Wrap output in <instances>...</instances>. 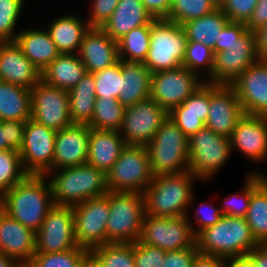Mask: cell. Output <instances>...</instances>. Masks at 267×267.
Wrapping results in <instances>:
<instances>
[{
	"mask_svg": "<svg viewBox=\"0 0 267 267\" xmlns=\"http://www.w3.org/2000/svg\"><path fill=\"white\" fill-rule=\"evenodd\" d=\"M54 205L45 175H28L2 195V210L35 233Z\"/></svg>",
	"mask_w": 267,
	"mask_h": 267,
	"instance_id": "obj_1",
	"label": "cell"
},
{
	"mask_svg": "<svg viewBox=\"0 0 267 267\" xmlns=\"http://www.w3.org/2000/svg\"><path fill=\"white\" fill-rule=\"evenodd\" d=\"M198 179L189 170L154 176L143 192L145 214L157 217L188 215L194 202V181Z\"/></svg>",
	"mask_w": 267,
	"mask_h": 267,
	"instance_id": "obj_2",
	"label": "cell"
},
{
	"mask_svg": "<svg viewBox=\"0 0 267 267\" xmlns=\"http://www.w3.org/2000/svg\"><path fill=\"white\" fill-rule=\"evenodd\" d=\"M49 175H51L49 177ZM53 202L57 206H74L91 198L106 195V174L86 164L51 170L45 174Z\"/></svg>",
	"mask_w": 267,
	"mask_h": 267,
	"instance_id": "obj_3",
	"label": "cell"
},
{
	"mask_svg": "<svg viewBox=\"0 0 267 267\" xmlns=\"http://www.w3.org/2000/svg\"><path fill=\"white\" fill-rule=\"evenodd\" d=\"M199 253L223 258L248 254L259 245L243 217H223L195 236Z\"/></svg>",
	"mask_w": 267,
	"mask_h": 267,
	"instance_id": "obj_4",
	"label": "cell"
},
{
	"mask_svg": "<svg viewBox=\"0 0 267 267\" xmlns=\"http://www.w3.org/2000/svg\"><path fill=\"white\" fill-rule=\"evenodd\" d=\"M146 148L153 176L188 170V137L169 116L162 122Z\"/></svg>",
	"mask_w": 267,
	"mask_h": 267,
	"instance_id": "obj_5",
	"label": "cell"
},
{
	"mask_svg": "<svg viewBox=\"0 0 267 267\" xmlns=\"http://www.w3.org/2000/svg\"><path fill=\"white\" fill-rule=\"evenodd\" d=\"M109 208L106 241L108 243L139 241L145 215L143 194L109 191Z\"/></svg>",
	"mask_w": 267,
	"mask_h": 267,
	"instance_id": "obj_6",
	"label": "cell"
},
{
	"mask_svg": "<svg viewBox=\"0 0 267 267\" xmlns=\"http://www.w3.org/2000/svg\"><path fill=\"white\" fill-rule=\"evenodd\" d=\"M187 38L182 26L167 19L151 22L150 48L144 66L151 72L182 66Z\"/></svg>",
	"mask_w": 267,
	"mask_h": 267,
	"instance_id": "obj_7",
	"label": "cell"
},
{
	"mask_svg": "<svg viewBox=\"0 0 267 267\" xmlns=\"http://www.w3.org/2000/svg\"><path fill=\"white\" fill-rule=\"evenodd\" d=\"M188 170L200 180H210L232 155L228 137L207 127L188 138Z\"/></svg>",
	"mask_w": 267,
	"mask_h": 267,
	"instance_id": "obj_8",
	"label": "cell"
},
{
	"mask_svg": "<svg viewBox=\"0 0 267 267\" xmlns=\"http://www.w3.org/2000/svg\"><path fill=\"white\" fill-rule=\"evenodd\" d=\"M146 146H126L106 174L109 191L143 194L153 179Z\"/></svg>",
	"mask_w": 267,
	"mask_h": 267,
	"instance_id": "obj_9",
	"label": "cell"
},
{
	"mask_svg": "<svg viewBox=\"0 0 267 267\" xmlns=\"http://www.w3.org/2000/svg\"><path fill=\"white\" fill-rule=\"evenodd\" d=\"M189 215L157 217L144 215L139 241L164 251H177L195 244Z\"/></svg>",
	"mask_w": 267,
	"mask_h": 267,
	"instance_id": "obj_10",
	"label": "cell"
},
{
	"mask_svg": "<svg viewBox=\"0 0 267 267\" xmlns=\"http://www.w3.org/2000/svg\"><path fill=\"white\" fill-rule=\"evenodd\" d=\"M72 209L78 246L90 251L96 246L108 243L106 224L110 213L109 191L106 195L76 204Z\"/></svg>",
	"mask_w": 267,
	"mask_h": 267,
	"instance_id": "obj_11",
	"label": "cell"
},
{
	"mask_svg": "<svg viewBox=\"0 0 267 267\" xmlns=\"http://www.w3.org/2000/svg\"><path fill=\"white\" fill-rule=\"evenodd\" d=\"M187 68L152 73L150 98L169 112L186 101L205 81Z\"/></svg>",
	"mask_w": 267,
	"mask_h": 267,
	"instance_id": "obj_12",
	"label": "cell"
},
{
	"mask_svg": "<svg viewBox=\"0 0 267 267\" xmlns=\"http://www.w3.org/2000/svg\"><path fill=\"white\" fill-rule=\"evenodd\" d=\"M167 116L165 109L148 98L126 107L119 133L127 146H146Z\"/></svg>",
	"mask_w": 267,
	"mask_h": 267,
	"instance_id": "obj_13",
	"label": "cell"
},
{
	"mask_svg": "<svg viewBox=\"0 0 267 267\" xmlns=\"http://www.w3.org/2000/svg\"><path fill=\"white\" fill-rule=\"evenodd\" d=\"M31 119L60 131L71 126L68 91L40 80L31 89Z\"/></svg>",
	"mask_w": 267,
	"mask_h": 267,
	"instance_id": "obj_14",
	"label": "cell"
},
{
	"mask_svg": "<svg viewBox=\"0 0 267 267\" xmlns=\"http://www.w3.org/2000/svg\"><path fill=\"white\" fill-rule=\"evenodd\" d=\"M35 239V253H56L77 247L72 206L54 205Z\"/></svg>",
	"mask_w": 267,
	"mask_h": 267,
	"instance_id": "obj_15",
	"label": "cell"
},
{
	"mask_svg": "<svg viewBox=\"0 0 267 267\" xmlns=\"http://www.w3.org/2000/svg\"><path fill=\"white\" fill-rule=\"evenodd\" d=\"M55 137V130L32 119L27 120L19 154L29 175H45L52 170Z\"/></svg>",
	"mask_w": 267,
	"mask_h": 267,
	"instance_id": "obj_16",
	"label": "cell"
},
{
	"mask_svg": "<svg viewBox=\"0 0 267 267\" xmlns=\"http://www.w3.org/2000/svg\"><path fill=\"white\" fill-rule=\"evenodd\" d=\"M258 60L254 33L247 30L229 49L215 53L212 77L206 82L231 85Z\"/></svg>",
	"mask_w": 267,
	"mask_h": 267,
	"instance_id": "obj_17",
	"label": "cell"
},
{
	"mask_svg": "<svg viewBox=\"0 0 267 267\" xmlns=\"http://www.w3.org/2000/svg\"><path fill=\"white\" fill-rule=\"evenodd\" d=\"M244 114L267 117V59H259L231 84Z\"/></svg>",
	"mask_w": 267,
	"mask_h": 267,
	"instance_id": "obj_18",
	"label": "cell"
},
{
	"mask_svg": "<svg viewBox=\"0 0 267 267\" xmlns=\"http://www.w3.org/2000/svg\"><path fill=\"white\" fill-rule=\"evenodd\" d=\"M243 115L241 104L231 85L210 83V108L205 127L229 138Z\"/></svg>",
	"mask_w": 267,
	"mask_h": 267,
	"instance_id": "obj_19",
	"label": "cell"
},
{
	"mask_svg": "<svg viewBox=\"0 0 267 267\" xmlns=\"http://www.w3.org/2000/svg\"><path fill=\"white\" fill-rule=\"evenodd\" d=\"M231 151L239 150L250 160L267 158V117L244 114L229 137Z\"/></svg>",
	"mask_w": 267,
	"mask_h": 267,
	"instance_id": "obj_20",
	"label": "cell"
},
{
	"mask_svg": "<svg viewBox=\"0 0 267 267\" xmlns=\"http://www.w3.org/2000/svg\"><path fill=\"white\" fill-rule=\"evenodd\" d=\"M89 138L87 124H72L56 131L52 170L86 164Z\"/></svg>",
	"mask_w": 267,
	"mask_h": 267,
	"instance_id": "obj_21",
	"label": "cell"
},
{
	"mask_svg": "<svg viewBox=\"0 0 267 267\" xmlns=\"http://www.w3.org/2000/svg\"><path fill=\"white\" fill-rule=\"evenodd\" d=\"M77 55L87 72L95 73L119 61L118 44L101 28L90 27L83 36Z\"/></svg>",
	"mask_w": 267,
	"mask_h": 267,
	"instance_id": "obj_22",
	"label": "cell"
},
{
	"mask_svg": "<svg viewBox=\"0 0 267 267\" xmlns=\"http://www.w3.org/2000/svg\"><path fill=\"white\" fill-rule=\"evenodd\" d=\"M41 72L26 58L15 41L0 42V81L32 89Z\"/></svg>",
	"mask_w": 267,
	"mask_h": 267,
	"instance_id": "obj_23",
	"label": "cell"
},
{
	"mask_svg": "<svg viewBox=\"0 0 267 267\" xmlns=\"http://www.w3.org/2000/svg\"><path fill=\"white\" fill-rule=\"evenodd\" d=\"M36 233L19 221L0 213V251L19 263H30L35 254Z\"/></svg>",
	"mask_w": 267,
	"mask_h": 267,
	"instance_id": "obj_24",
	"label": "cell"
},
{
	"mask_svg": "<svg viewBox=\"0 0 267 267\" xmlns=\"http://www.w3.org/2000/svg\"><path fill=\"white\" fill-rule=\"evenodd\" d=\"M126 146L119 131L90 128L87 164L107 174Z\"/></svg>",
	"mask_w": 267,
	"mask_h": 267,
	"instance_id": "obj_25",
	"label": "cell"
},
{
	"mask_svg": "<svg viewBox=\"0 0 267 267\" xmlns=\"http://www.w3.org/2000/svg\"><path fill=\"white\" fill-rule=\"evenodd\" d=\"M153 20L142 0H119L101 29L114 41H118L132 29L151 24Z\"/></svg>",
	"mask_w": 267,
	"mask_h": 267,
	"instance_id": "obj_26",
	"label": "cell"
},
{
	"mask_svg": "<svg viewBox=\"0 0 267 267\" xmlns=\"http://www.w3.org/2000/svg\"><path fill=\"white\" fill-rule=\"evenodd\" d=\"M15 42L40 72L61 54L46 28L19 31Z\"/></svg>",
	"mask_w": 267,
	"mask_h": 267,
	"instance_id": "obj_27",
	"label": "cell"
},
{
	"mask_svg": "<svg viewBox=\"0 0 267 267\" xmlns=\"http://www.w3.org/2000/svg\"><path fill=\"white\" fill-rule=\"evenodd\" d=\"M152 73L141 62L122 60L121 91L118 101L125 108L150 98Z\"/></svg>",
	"mask_w": 267,
	"mask_h": 267,
	"instance_id": "obj_28",
	"label": "cell"
},
{
	"mask_svg": "<svg viewBox=\"0 0 267 267\" xmlns=\"http://www.w3.org/2000/svg\"><path fill=\"white\" fill-rule=\"evenodd\" d=\"M77 14L61 15L46 27L60 53L77 54L84 34L90 29L86 19Z\"/></svg>",
	"mask_w": 267,
	"mask_h": 267,
	"instance_id": "obj_29",
	"label": "cell"
},
{
	"mask_svg": "<svg viewBox=\"0 0 267 267\" xmlns=\"http://www.w3.org/2000/svg\"><path fill=\"white\" fill-rule=\"evenodd\" d=\"M86 72L77 54L61 53L41 72V80L48 85L70 91Z\"/></svg>",
	"mask_w": 267,
	"mask_h": 267,
	"instance_id": "obj_30",
	"label": "cell"
},
{
	"mask_svg": "<svg viewBox=\"0 0 267 267\" xmlns=\"http://www.w3.org/2000/svg\"><path fill=\"white\" fill-rule=\"evenodd\" d=\"M31 90L0 81V121L31 119Z\"/></svg>",
	"mask_w": 267,
	"mask_h": 267,
	"instance_id": "obj_31",
	"label": "cell"
},
{
	"mask_svg": "<svg viewBox=\"0 0 267 267\" xmlns=\"http://www.w3.org/2000/svg\"><path fill=\"white\" fill-rule=\"evenodd\" d=\"M94 75L86 72L69 94V110L73 124H89L96 102Z\"/></svg>",
	"mask_w": 267,
	"mask_h": 267,
	"instance_id": "obj_32",
	"label": "cell"
},
{
	"mask_svg": "<svg viewBox=\"0 0 267 267\" xmlns=\"http://www.w3.org/2000/svg\"><path fill=\"white\" fill-rule=\"evenodd\" d=\"M228 21L229 19L223 11L217 8L209 14L185 22L181 26L187 41H196L213 49Z\"/></svg>",
	"mask_w": 267,
	"mask_h": 267,
	"instance_id": "obj_33",
	"label": "cell"
},
{
	"mask_svg": "<svg viewBox=\"0 0 267 267\" xmlns=\"http://www.w3.org/2000/svg\"><path fill=\"white\" fill-rule=\"evenodd\" d=\"M151 24L136 27L117 41L119 60L141 62L150 48Z\"/></svg>",
	"mask_w": 267,
	"mask_h": 267,
	"instance_id": "obj_34",
	"label": "cell"
},
{
	"mask_svg": "<svg viewBox=\"0 0 267 267\" xmlns=\"http://www.w3.org/2000/svg\"><path fill=\"white\" fill-rule=\"evenodd\" d=\"M245 219L256 241L267 244V187L263 183L252 192Z\"/></svg>",
	"mask_w": 267,
	"mask_h": 267,
	"instance_id": "obj_35",
	"label": "cell"
},
{
	"mask_svg": "<svg viewBox=\"0 0 267 267\" xmlns=\"http://www.w3.org/2000/svg\"><path fill=\"white\" fill-rule=\"evenodd\" d=\"M125 109L116 98H96L94 113L88 126L98 130L119 131Z\"/></svg>",
	"mask_w": 267,
	"mask_h": 267,
	"instance_id": "obj_36",
	"label": "cell"
},
{
	"mask_svg": "<svg viewBox=\"0 0 267 267\" xmlns=\"http://www.w3.org/2000/svg\"><path fill=\"white\" fill-rule=\"evenodd\" d=\"M219 8V0H171L169 21L183 24Z\"/></svg>",
	"mask_w": 267,
	"mask_h": 267,
	"instance_id": "obj_37",
	"label": "cell"
},
{
	"mask_svg": "<svg viewBox=\"0 0 267 267\" xmlns=\"http://www.w3.org/2000/svg\"><path fill=\"white\" fill-rule=\"evenodd\" d=\"M90 252L103 267H135L134 243H107L96 246Z\"/></svg>",
	"mask_w": 267,
	"mask_h": 267,
	"instance_id": "obj_38",
	"label": "cell"
},
{
	"mask_svg": "<svg viewBox=\"0 0 267 267\" xmlns=\"http://www.w3.org/2000/svg\"><path fill=\"white\" fill-rule=\"evenodd\" d=\"M262 183L257 173H247L244 190L240 193L230 194L223 199L219 206L223 215L245 218L252 192Z\"/></svg>",
	"mask_w": 267,
	"mask_h": 267,
	"instance_id": "obj_39",
	"label": "cell"
},
{
	"mask_svg": "<svg viewBox=\"0 0 267 267\" xmlns=\"http://www.w3.org/2000/svg\"><path fill=\"white\" fill-rule=\"evenodd\" d=\"M214 56L211 47L196 41H187L182 66L198 76H201L200 73L204 69L207 73L204 81H208L212 77Z\"/></svg>",
	"mask_w": 267,
	"mask_h": 267,
	"instance_id": "obj_40",
	"label": "cell"
},
{
	"mask_svg": "<svg viewBox=\"0 0 267 267\" xmlns=\"http://www.w3.org/2000/svg\"><path fill=\"white\" fill-rule=\"evenodd\" d=\"M29 174L25 171L18 151H0V197Z\"/></svg>",
	"mask_w": 267,
	"mask_h": 267,
	"instance_id": "obj_41",
	"label": "cell"
},
{
	"mask_svg": "<svg viewBox=\"0 0 267 267\" xmlns=\"http://www.w3.org/2000/svg\"><path fill=\"white\" fill-rule=\"evenodd\" d=\"M88 252V249L77 246L68 251L35 253L30 263L34 267H81Z\"/></svg>",
	"mask_w": 267,
	"mask_h": 267,
	"instance_id": "obj_42",
	"label": "cell"
},
{
	"mask_svg": "<svg viewBox=\"0 0 267 267\" xmlns=\"http://www.w3.org/2000/svg\"><path fill=\"white\" fill-rule=\"evenodd\" d=\"M95 81L96 98H116L121 91L122 60L113 66L93 73Z\"/></svg>",
	"mask_w": 267,
	"mask_h": 267,
	"instance_id": "obj_43",
	"label": "cell"
},
{
	"mask_svg": "<svg viewBox=\"0 0 267 267\" xmlns=\"http://www.w3.org/2000/svg\"><path fill=\"white\" fill-rule=\"evenodd\" d=\"M23 6L24 0H0V42L15 41V27Z\"/></svg>",
	"mask_w": 267,
	"mask_h": 267,
	"instance_id": "obj_44",
	"label": "cell"
},
{
	"mask_svg": "<svg viewBox=\"0 0 267 267\" xmlns=\"http://www.w3.org/2000/svg\"><path fill=\"white\" fill-rule=\"evenodd\" d=\"M210 108V83L204 82L186 101L173 107L168 113H193L204 124Z\"/></svg>",
	"mask_w": 267,
	"mask_h": 267,
	"instance_id": "obj_45",
	"label": "cell"
},
{
	"mask_svg": "<svg viewBox=\"0 0 267 267\" xmlns=\"http://www.w3.org/2000/svg\"><path fill=\"white\" fill-rule=\"evenodd\" d=\"M27 121H0V151H20Z\"/></svg>",
	"mask_w": 267,
	"mask_h": 267,
	"instance_id": "obj_46",
	"label": "cell"
},
{
	"mask_svg": "<svg viewBox=\"0 0 267 267\" xmlns=\"http://www.w3.org/2000/svg\"><path fill=\"white\" fill-rule=\"evenodd\" d=\"M258 0H219V8L229 21L246 24Z\"/></svg>",
	"mask_w": 267,
	"mask_h": 267,
	"instance_id": "obj_47",
	"label": "cell"
},
{
	"mask_svg": "<svg viewBox=\"0 0 267 267\" xmlns=\"http://www.w3.org/2000/svg\"><path fill=\"white\" fill-rule=\"evenodd\" d=\"M166 251L137 241L134 243L135 267H163Z\"/></svg>",
	"mask_w": 267,
	"mask_h": 267,
	"instance_id": "obj_48",
	"label": "cell"
},
{
	"mask_svg": "<svg viewBox=\"0 0 267 267\" xmlns=\"http://www.w3.org/2000/svg\"><path fill=\"white\" fill-rule=\"evenodd\" d=\"M201 207H198L194 212L195 222L198 225L196 227L193 224H190L193 234L196 236L201 230L206 227L216 224L222 217L223 214L220 211V208L214 207L215 205L211 203H200Z\"/></svg>",
	"mask_w": 267,
	"mask_h": 267,
	"instance_id": "obj_49",
	"label": "cell"
},
{
	"mask_svg": "<svg viewBox=\"0 0 267 267\" xmlns=\"http://www.w3.org/2000/svg\"><path fill=\"white\" fill-rule=\"evenodd\" d=\"M92 6L87 17V22L90 27H99L110 18L115 10L119 0H91Z\"/></svg>",
	"mask_w": 267,
	"mask_h": 267,
	"instance_id": "obj_50",
	"label": "cell"
},
{
	"mask_svg": "<svg viewBox=\"0 0 267 267\" xmlns=\"http://www.w3.org/2000/svg\"><path fill=\"white\" fill-rule=\"evenodd\" d=\"M247 30L244 23L228 21L213 48L214 54L229 49Z\"/></svg>",
	"mask_w": 267,
	"mask_h": 267,
	"instance_id": "obj_51",
	"label": "cell"
},
{
	"mask_svg": "<svg viewBox=\"0 0 267 267\" xmlns=\"http://www.w3.org/2000/svg\"><path fill=\"white\" fill-rule=\"evenodd\" d=\"M198 253L196 243L182 250L166 251L163 267H192Z\"/></svg>",
	"mask_w": 267,
	"mask_h": 267,
	"instance_id": "obj_52",
	"label": "cell"
},
{
	"mask_svg": "<svg viewBox=\"0 0 267 267\" xmlns=\"http://www.w3.org/2000/svg\"><path fill=\"white\" fill-rule=\"evenodd\" d=\"M168 116L188 138L205 126L199 116L193 113H168Z\"/></svg>",
	"mask_w": 267,
	"mask_h": 267,
	"instance_id": "obj_53",
	"label": "cell"
},
{
	"mask_svg": "<svg viewBox=\"0 0 267 267\" xmlns=\"http://www.w3.org/2000/svg\"><path fill=\"white\" fill-rule=\"evenodd\" d=\"M267 23V0H258L254 12L245 24L248 31L254 32Z\"/></svg>",
	"mask_w": 267,
	"mask_h": 267,
	"instance_id": "obj_54",
	"label": "cell"
},
{
	"mask_svg": "<svg viewBox=\"0 0 267 267\" xmlns=\"http://www.w3.org/2000/svg\"><path fill=\"white\" fill-rule=\"evenodd\" d=\"M142 2L154 19H166L168 17L171 0H142Z\"/></svg>",
	"mask_w": 267,
	"mask_h": 267,
	"instance_id": "obj_55",
	"label": "cell"
},
{
	"mask_svg": "<svg viewBox=\"0 0 267 267\" xmlns=\"http://www.w3.org/2000/svg\"><path fill=\"white\" fill-rule=\"evenodd\" d=\"M192 267H226L225 258L198 253L195 256Z\"/></svg>",
	"mask_w": 267,
	"mask_h": 267,
	"instance_id": "obj_56",
	"label": "cell"
},
{
	"mask_svg": "<svg viewBox=\"0 0 267 267\" xmlns=\"http://www.w3.org/2000/svg\"><path fill=\"white\" fill-rule=\"evenodd\" d=\"M253 33L258 58L267 59V23Z\"/></svg>",
	"mask_w": 267,
	"mask_h": 267,
	"instance_id": "obj_57",
	"label": "cell"
},
{
	"mask_svg": "<svg viewBox=\"0 0 267 267\" xmlns=\"http://www.w3.org/2000/svg\"><path fill=\"white\" fill-rule=\"evenodd\" d=\"M256 267H267V244H259L248 253Z\"/></svg>",
	"mask_w": 267,
	"mask_h": 267,
	"instance_id": "obj_58",
	"label": "cell"
},
{
	"mask_svg": "<svg viewBox=\"0 0 267 267\" xmlns=\"http://www.w3.org/2000/svg\"><path fill=\"white\" fill-rule=\"evenodd\" d=\"M226 267H256L249 254L225 258Z\"/></svg>",
	"mask_w": 267,
	"mask_h": 267,
	"instance_id": "obj_59",
	"label": "cell"
},
{
	"mask_svg": "<svg viewBox=\"0 0 267 267\" xmlns=\"http://www.w3.org/2000/svg\"><path fill=\"white\" fill-rule=\"evenodd\" d=\"M81 267H103L100 261L89 251L83 258Z\"/></svg>",
	"mask_w": 267,
	"mask_h": 267,
	"instance_id": "obj_60",
	"label": "cell"
},
{
	"mask_svg": "<svg viewBox=\"0 0 267 267\" xmlns=\"http://www.w3.org/2000/svg\"><path fill=\"white\" fill-rule=\"evenodd\" d=\"M19 262L0 251V267H17Z\"/></svg>",
	"mask_w": 267,
	"mask_h": 267,
	"instance_id": "obj_61",
	"label": "cell"
},
{
	"mask_svg": "<svg viewBox=\"0 0 267 267\" xmlns=\"http://www.w3.org/2000/svg\"><path fill=\"white\" fill-rule=\"evenodd\" d=\"M249 173H257L258 176L260 177L262 183H263L264 185H267V176H266V175H264L263 173L257 172V170L254 171V172H253V171H250Z\"/></svg>",
	"mask_w": 267,
	"mask_h": 267,
	"instance_id": "obj_62",
	"label": "cell"
},
{
	"mask_svg": "<svg viewBox=\"0 0 267 267\" xmlns=\"http://www.w3.org/2000/svg\"><path fill=\"white\" fill-rule=\"evenodd\" d=\"M17 267H34L31 263H19Z\"/></svg>",
	"mask_w": 267,
	"mask_h": 267,
	"instance_id": "obj_63",
	"label": "cell"
},
{
	"mask_svg": "<svg viewBox=\"0 0 267 267\" xmlns=\"http://www.w3.org/2000/svg\"><path fill=\"white\" fill-rule=\"evenodd\" d=\"M2 197H0V213L2 212Z\"/></svg>",
	"mask_w": 267,
	"mask_h": 267,
	"instance_id": "obj_64",
	"label": "cell"
}]
</instances>
